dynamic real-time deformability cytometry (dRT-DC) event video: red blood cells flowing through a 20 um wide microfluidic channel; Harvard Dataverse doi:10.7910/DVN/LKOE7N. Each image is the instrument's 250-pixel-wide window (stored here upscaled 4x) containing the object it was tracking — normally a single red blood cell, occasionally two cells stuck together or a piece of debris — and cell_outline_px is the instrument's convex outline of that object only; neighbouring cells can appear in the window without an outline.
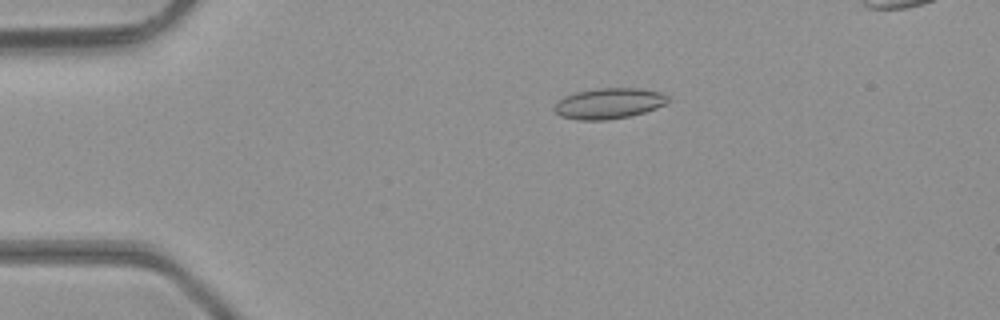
{"species": "common noctule bat (a hibernating species)", "species_latin": "Nyctalus noctula", "temperature_condition": "room temperature", "stored_images_in_passage": 40, "camera_frame_rate_fps": 3000, "um_per_image_px": 0.085, "animal": {"sex": "male", "body_mass_g": 23.1, "forearm_length_mm": 52.7}, "frame": {"image": 1, "passage_image": 4, "time_ms": 1.0, "image_size_px": [1000, 320], "cell_outline_px": [[672, 100], [656, 108], [644, 112], [628, 116], [604, 120], [576, 120], [560, 116], [552, 108], [564, 96], [576, 92], [596, 88], [636, 88], [664, 92]], "centroid_in_image_um": [51.77, 8.78], "position_along_channel_um": 33.2, "area_um2": 20.4}}
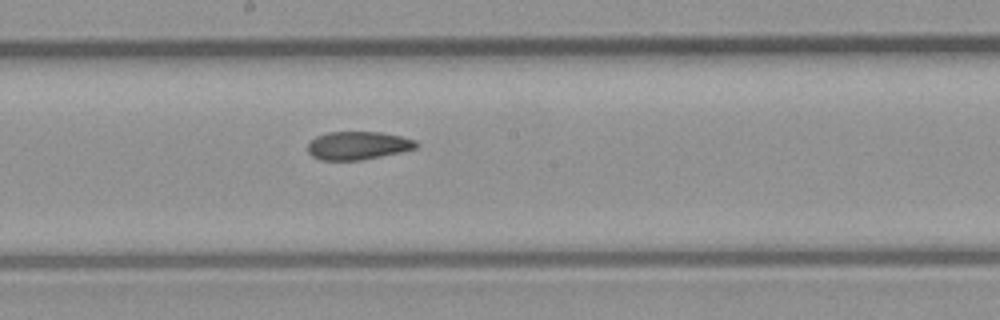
{"frame": {"image": 2, "passage_image": 20, "time_ms": 6.333, "image_size_px": [1000, 320], "cell_outline_px": [[420, 144], [416, 148], [400, 152], [360, 160], [320, 160], [312, 156], [308, 152], [308, 144], [316, 136], [328, 132], [380, 132], [400, 136], [416, 140]], "centroid_in_image_um": [30.42, 12.37], "position_along_channel_um": 217.8, "area_um2": 17.74}}
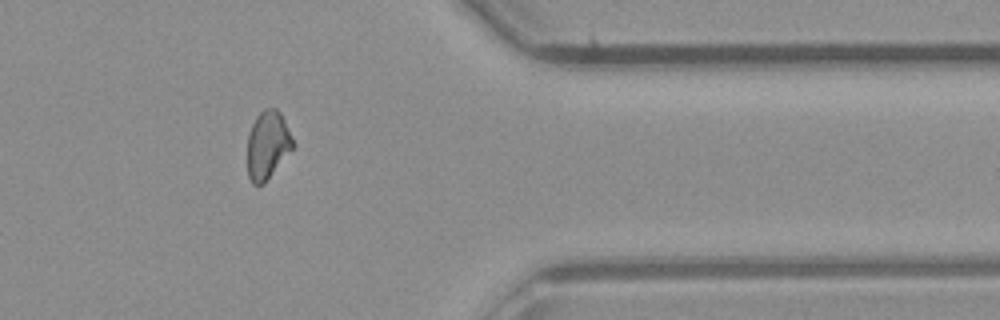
{"frame": {"image": 3, "passage_image": 33, "time_ms": 10.667, "image_size_px": [1000, 320], "cell_outline_px": [[292, 148], [264, 184], [252, 184], [248, 176], [248, 132], [256, 116], [264, 108], [276, 108], [280, 112], [292, 136]], "centroid_in_image_um": [22.72, 12.31], "position_along_channel_um": 388.7, "area_um2": 17.8}}